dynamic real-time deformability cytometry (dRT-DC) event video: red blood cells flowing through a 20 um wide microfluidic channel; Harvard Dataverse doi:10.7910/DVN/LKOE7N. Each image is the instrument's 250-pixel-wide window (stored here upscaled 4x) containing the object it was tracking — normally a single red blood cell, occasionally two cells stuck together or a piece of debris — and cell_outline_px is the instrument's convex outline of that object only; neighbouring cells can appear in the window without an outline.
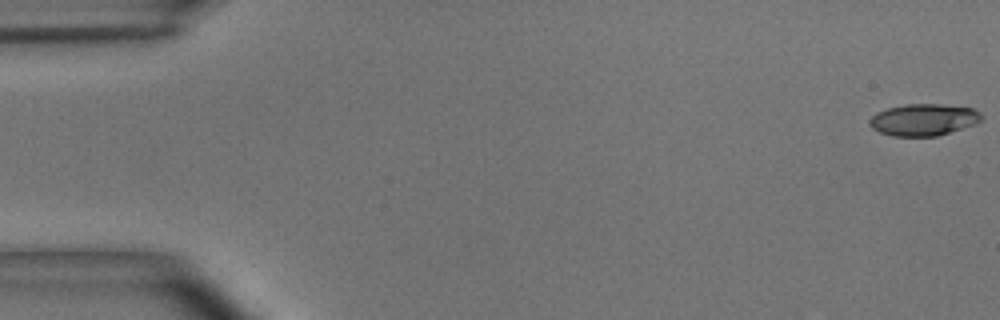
{"species": "common noctule bat (a hibernating species)", "species_latin": "Nyctalus noctula", "temperature_condition": "room temperature", "stored_images_in_passage": 55, "camera_frame_rate_fps": 3000, "um_per_image_px": 0.085, "animal": {"sex": "male", "body_mass_g": 15.6}, "frame": {"image": 1, "passage_image": 1, "time_ms": 0.0, "image_size_px": [1000, 320], "cell_outline_px": [[984, 116], [976, 124], [936, 136], [892, 136], [880, 132], [872, 128], [868, 124], [868, 120], [876, 112], [888, 108], [908, 104], [940, 104], [972, 108], [980, 112]], "centroid_in_image_um": [78.49, 10.18], "position_along_channel_um": 6.5, "area_um2": 20.75}}
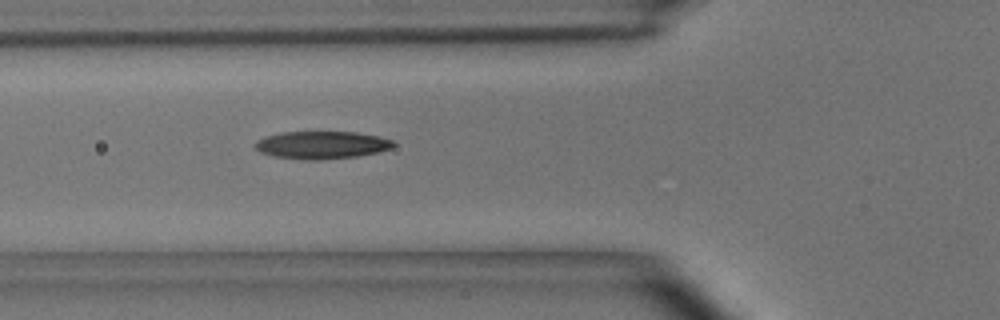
{"frame": {"image": 2, "passage_image": 20, "time_ms": 6.333, "image_size_px": [1000, 320], "cell_outline_px": [[396, 144], [392, 148], [360, 156], [320, 160], [304, 160], [272, 156], [260, 152], [252, 144], [256, 140], [280, 132], [356, 132], [380, 136], [392, 140]], "centroid_in_image_um": [27.34, 12.33], "position_along_channel_um": 98.5, "area_um2": 22.48}}
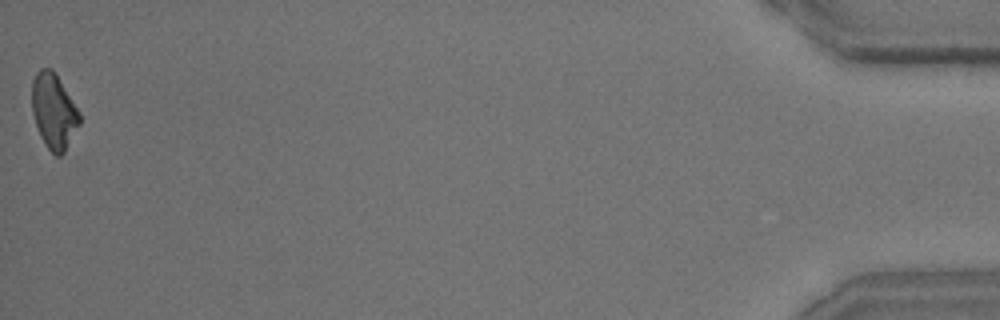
{"frame": {"image": 3, "passage_image": 55, "time_ms": 18.0, "image_size_px": [1000, 320], "cell_outline_px": [[80, 124], [64, 152], [60, 156], [56, 156], [44, 144], [40, 136], [32, 112], [32, 80], [36, 72], [40, 68], [52, 68], [56, 72], [80, 112]], "centroid_in_image_um": [4.57, 9.42], "position_along_channel_um": 430.6, "area_um2": 21.04}, "authors_computed_cell_mechanics": {"area_um2": 21.6172, "velocity_mm_per_s": 3.6492, "shape_relaxation_time_tau1_ms": 6.7673, "shape_relaxation_time_tau2_ms": 4.6983, "deformation_change_tau1": 0.1793, "deformation_change_tau2": 0.1321}}